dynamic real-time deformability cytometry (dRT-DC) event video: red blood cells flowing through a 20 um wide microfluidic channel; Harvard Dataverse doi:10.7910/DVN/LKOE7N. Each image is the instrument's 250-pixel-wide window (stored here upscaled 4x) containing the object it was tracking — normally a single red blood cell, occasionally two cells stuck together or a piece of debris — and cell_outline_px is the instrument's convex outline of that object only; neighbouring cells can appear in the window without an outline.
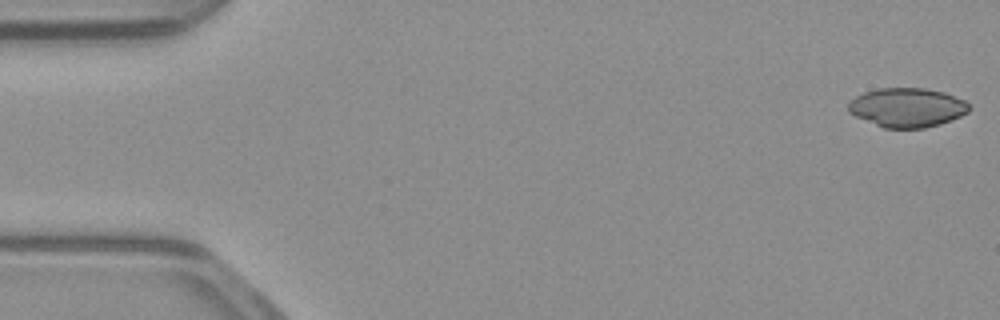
{"species": "common noctule bat (a hibernating species)", "species_latin": "Nyctalus noctula", "temperature_condition": "warm", "stored_images_in_passage": 52, "camera_frame_rate_fps": 3000, "um_per_image_px": 0.085, "animal": {"sex": "male", "body_mass_g": 23.1, "forearm_length_mm": 52.7}, "frame": {"image": 1, "passage_image": 1, "time_ms": 0.0, "image_size_px": [1000, 320], "cell_outline_px": [[972, 108], [968, 112], [960, 116], [940, 124], [924, 128], [884, 128], [856, 116], [848, 112], [848, 100], [864, 92], [876, 88], [924, 88], [944, 92], [964, 100]], "centroid_in_image_um": [77.09, 9.13], "position_along_channel_um": 7.9, "area_um2": 27.63}}